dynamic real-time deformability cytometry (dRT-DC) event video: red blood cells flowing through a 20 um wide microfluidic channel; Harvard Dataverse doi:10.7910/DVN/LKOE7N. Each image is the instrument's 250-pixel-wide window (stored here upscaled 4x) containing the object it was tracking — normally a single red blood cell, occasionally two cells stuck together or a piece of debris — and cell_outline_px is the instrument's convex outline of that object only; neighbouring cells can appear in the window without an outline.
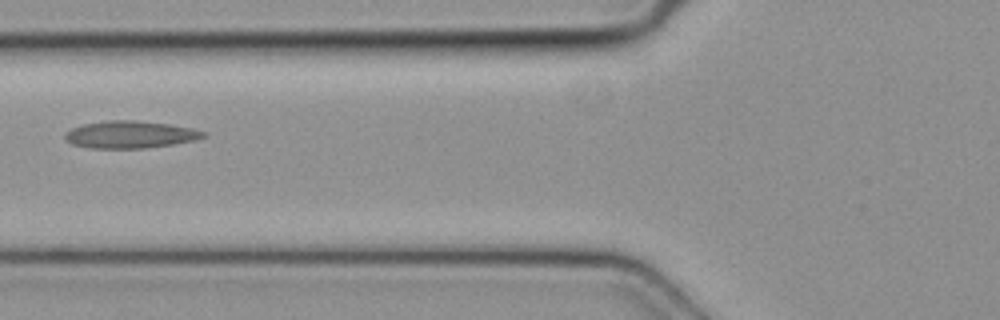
{"species": "common noctule bat (a hibernating species)", "species_latin": "Nyctalus noctula", "temperature_condition": "cold", "stored_images_in_passage": 5, "camera_frame_rate_fps": 3000, "um_per_image_px": 0.085, "animal": {"sex": "female", "body_mass_g": 19.3, "forearm_length_mm": 54.1}, "frame": {"image": 1, "passage_image": 5, "time_ms": 1.333, "image_size_px": [1000, 320], "cell_outline_px": [[208, 136], [192, 140], [172, 144], [144, 148], [92, 148], [72, 144], [64, 136], [64, 132], [72, 128], [84, 124], [108, 120], [136, 120], [168, 124], [192, 128], [208, 132]], "centroid_in_image_um": [11.08, 11.43], "position_along_channel_um": 114.7, "area_um2": 21.85}}